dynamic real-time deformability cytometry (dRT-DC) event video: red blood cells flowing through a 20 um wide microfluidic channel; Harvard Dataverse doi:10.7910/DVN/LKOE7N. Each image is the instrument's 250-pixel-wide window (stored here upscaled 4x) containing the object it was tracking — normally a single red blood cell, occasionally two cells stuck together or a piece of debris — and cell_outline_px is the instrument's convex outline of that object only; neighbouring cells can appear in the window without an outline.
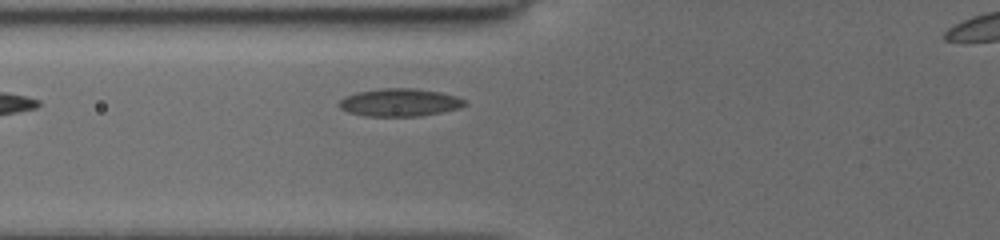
{"species": "common noctule bat (a hibernating species)", "species_latin": "Nyctalus noctula", "temperature_condition": "cold", "stored_images_in_passage": 6, "camera_frame_rate_fps": 3000, "um_per_image_px": 0.085, "animal": {"sex": "female", "body_mass_g": 19.5, "forearm_length_mm": 54.1}, "frame": {"image": 1, "passage_image": 2, "time_ms": 0.667, "image_size_px": [1000, 240], "cell_outline_px": [[468, 104], [460, 108], [420, 116], [368, 116], [348, 112], [340, 108], [340, 100], [344, 96], [356, 92], [380, 88], [416, 88], [440, 92], [456, 96], [464, 100]], "centroid_in_image_um": [33.98, 8.7], "position_along_channel_um": 91.8, "area_um2": 20.35}}
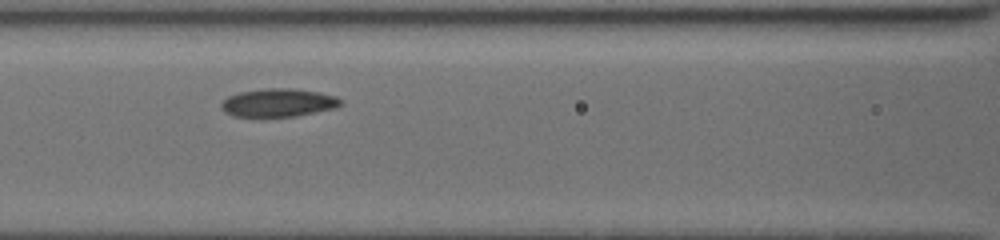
{"frame": {"image": 2, "passage_image": 4, "time_ms": 2.0, "image_size_px": [1000, 240], "cell_outline_px": [[344, 100], [336, 108], [292, 116], [232, 116], [224, 112], [220, 108], [220, 104], [228, 96], [240, 92], [264, 88], [292, 88], [320, 92], [336, 96]], "centroid_in_image_um": [23.65, 8.71], "position_along_channel_um": 143.0, "area_um2": 19.59}}
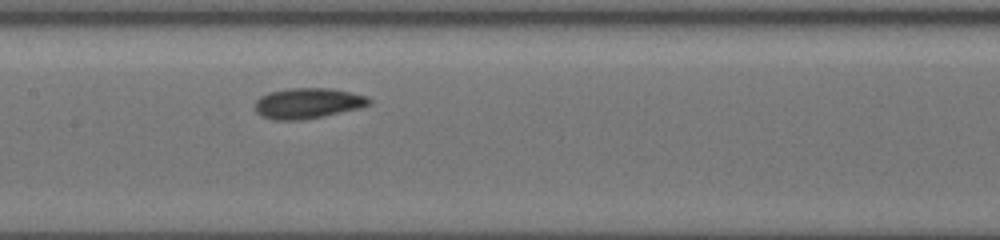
{"frame": {"image": 3, "passage_image": 6, "time_ms": 3.0, "image_size_px": [1000, 240], "cell_outline_px": [[372, 100], [368, 104], [356, 108], [320, 116], [296, 120], [276, 120], [264, 116], [256, 112], [256, 100], [260, 96], [268, 92], [288, 88], [332, 88], [352, 92], [368, 96]], "centroid_in_image_um": [26.14, 8.74], "position_along_channel_um": 181.3, "area_um2": 19.94}}